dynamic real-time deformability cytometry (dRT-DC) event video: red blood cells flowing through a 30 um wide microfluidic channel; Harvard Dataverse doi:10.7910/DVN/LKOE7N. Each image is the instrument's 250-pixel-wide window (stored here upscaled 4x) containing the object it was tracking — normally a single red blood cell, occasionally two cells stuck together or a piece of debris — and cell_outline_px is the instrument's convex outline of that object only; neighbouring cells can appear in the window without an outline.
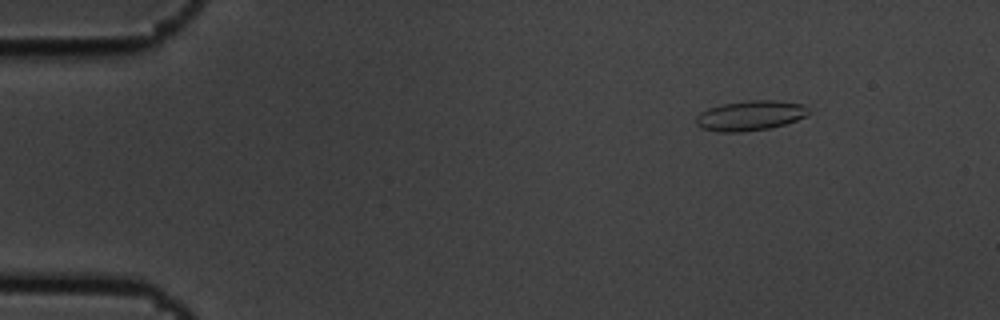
{"species": "common noctule bat (a hibernating species)", "species_latin": "Nyctalus noctula", "temperature_condition": "cold", "stored_images_in_passage": 4, "camera_frame_rate_fps": 3000, "um_per_image_px": 0.085, "animal": {"sex": "male", "body_mass_g": 19.5, "forearm_length_mm": 54.6}, "frame": {"image": 1, "passage_image": 1, "time_ms": 0.0, "image_size_px": [1000, 320], "cell_outline_px": [[812, 112], [808, 116], [784, 124], [768, 128], [740, 132], [716, 132], [700, 128], [696, 124], [696, 116], [700, 112], [708, 108], [724, 104], [748, 100], [776, 100], [804, 104]], "centroid_in_image_um": [63.78, 9.82], "position_along_channel_um": 21.2, "area_um2": 19.83}}